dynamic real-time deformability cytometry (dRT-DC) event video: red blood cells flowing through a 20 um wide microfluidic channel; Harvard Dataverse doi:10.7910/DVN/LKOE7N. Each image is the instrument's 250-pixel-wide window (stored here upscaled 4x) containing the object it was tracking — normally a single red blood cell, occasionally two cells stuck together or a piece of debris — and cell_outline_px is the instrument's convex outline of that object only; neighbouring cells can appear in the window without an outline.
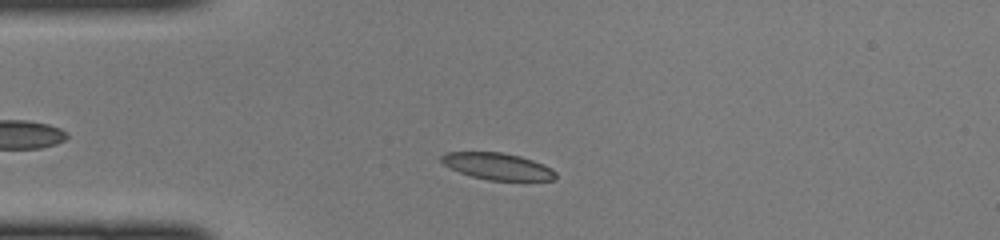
{"species": "common noctule bat (a hibernating species)", "species_latin": "Nyctalus noctula", "temperature_condition": "cold", "stored_images_in_passage": 38, "camera_frame_rate_fps": 3000, "um_per_image_px": 0.085, "animal": {"sex": "female", "body_mass_g": 22.0, "forearm_length_mm": 56.7}, "frame": {"image": 1, "passage_image": 6, "time_ms": 1.667, "image_size_px": [1000, 240], "cell_outline_px": [[556, 176], [552, 180], [488, 180], [472, 176], [460, 172], [444, 164], [440, 160], [440, 156], [444, 152], [500, 152], [520, 156], [544, 164], [552, 168], [556, 172]], "centroid_in_image_um": [42.29, 14.13], "position_along_channel_um": 42.7, "area_um2": 17.69}}
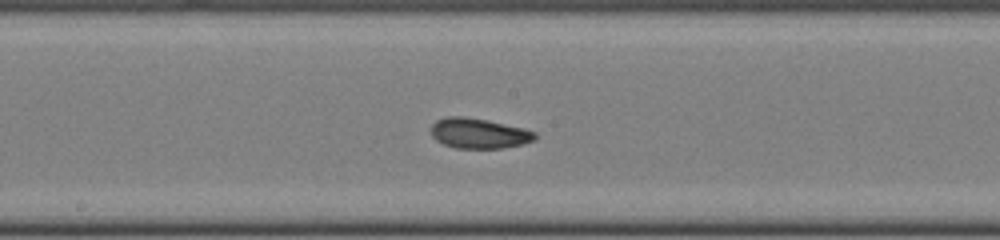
{"frame": {"image": 2, "passage_image": 19, "time_ms": 6.0, "image_size_px": [1000, 240], "cell_outline_px": [[536, 140], [504, 148], [456, 148], [444, 144], [436, 140], [432, 136], [432, 124], [436, 120], [448, 116], [464, 116], [488, 120], [524, 128], [536, 132]], "centroid_in_image_um": [40.71, 11.32], "position_along_channel_um": 207.5, "area_um2": 18.32}}
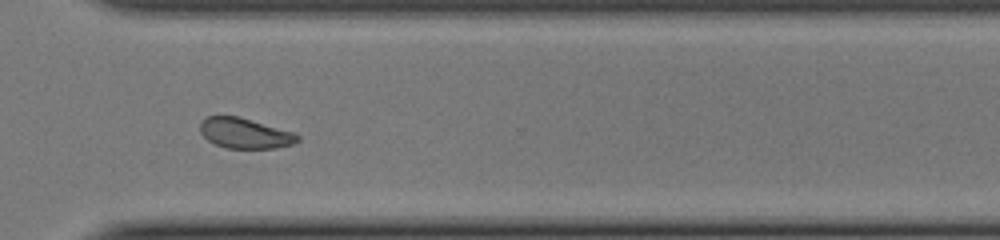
{"frame": {"image": 3, "passage_image": 29, "time_ms": 9.333, "image_size_px": [1000, 240], "cell_outline_px": [[300, 140], [292, 144], [276, 148], [224, 148], [208, 140], [200, 132], [200, 120], [208, 116], [236, 116], [292, 132], [300, 136]], "centroid_in_image_um": [20.78, 11.33], "position_along_channel_um": 349.8, "area_um2": 16.99}}